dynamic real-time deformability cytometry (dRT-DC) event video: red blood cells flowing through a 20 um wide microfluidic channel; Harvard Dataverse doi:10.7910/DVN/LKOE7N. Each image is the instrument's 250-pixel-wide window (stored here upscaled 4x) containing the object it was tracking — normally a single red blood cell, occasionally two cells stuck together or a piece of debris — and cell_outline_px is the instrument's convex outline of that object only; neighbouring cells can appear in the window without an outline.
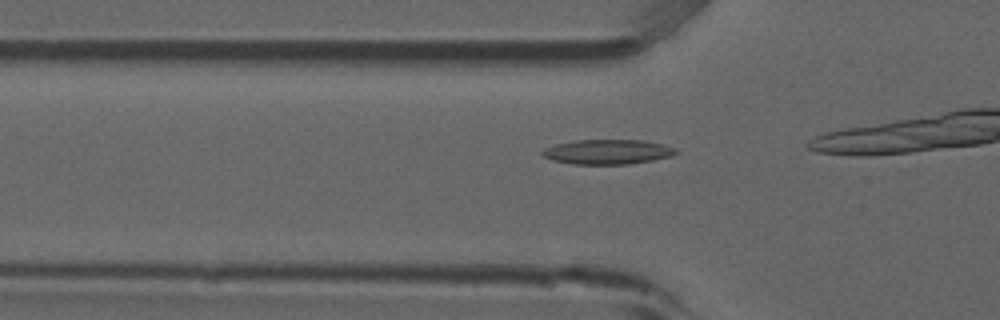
{"species": "common noctule bat (a hibernating species)", "species_latin": "Nyctalus noctula", "temperature_condition": "room temperature", "stored_images_in_passage": 18, "camera_frame_rate_fps": 3000, "um_per_image_px": 0.085, "animal": {"sex": "male", "forearm_length_mm": 52.5}, "frame": {"image": 1, "passage_image": 13, "time_ms": 4.0, "image_size_px": [1000, 320], "cell_outline_px": [[680, 152], [672, 156], [652, 160], [628, 164], [572, 164], [552, 160], [544, 156], [540, 152], [544, 148], [556, 144], [576, 140], [644, 140], [676, 148]], "centroid_in_image_um": [51.65, 12.91], "position_along_channel_um": 74.2, "area_um2": 19.25}}
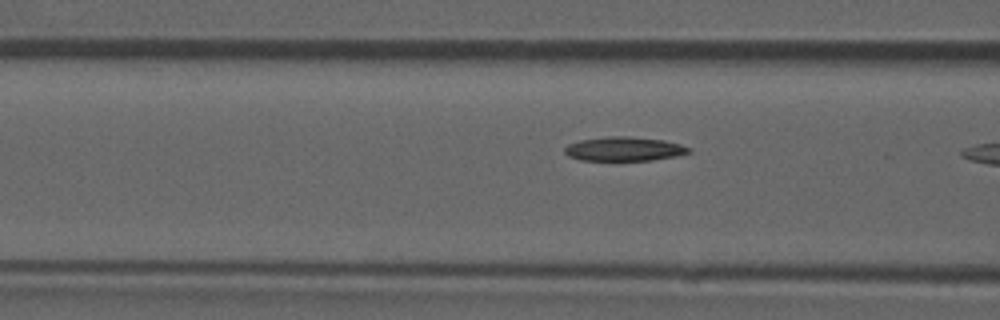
{"frame": {"image": 2, "passage_image": 16, "time_ms": 5.0, "image_size_px": [1000, 320], "cell_outline_px": [[692, 152], [676, 156], [652, 160], [580, 160], [568, 156], [564, 152], [564, 148], [568, 144], [580, 140], [608, 136], [628, 136], [664, 140], [680, 144], [692, 148]], "centroid_in_image_um": [53.06, 12.65], "position_along_channel_um": 113.5, "area_um2": 17.51}}